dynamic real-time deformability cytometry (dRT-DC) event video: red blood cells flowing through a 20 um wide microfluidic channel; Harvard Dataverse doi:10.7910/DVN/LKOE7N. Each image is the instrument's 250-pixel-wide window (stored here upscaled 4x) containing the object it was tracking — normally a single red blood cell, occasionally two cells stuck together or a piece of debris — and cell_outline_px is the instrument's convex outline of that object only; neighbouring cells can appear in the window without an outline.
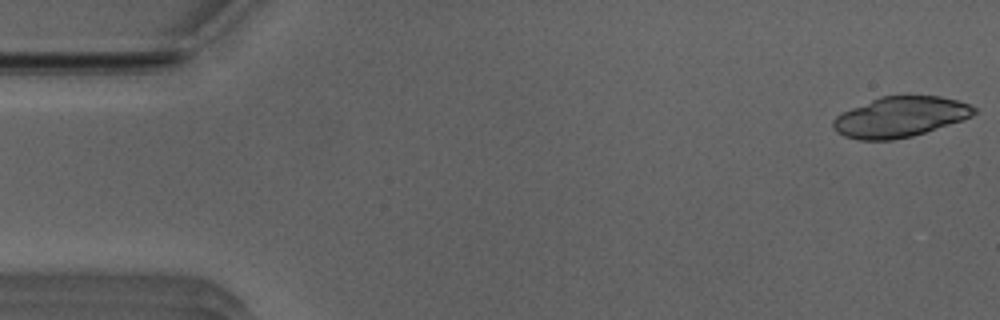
{"species": "Egyptian fruit bat (a non-hibernating species)", "species_latin": "Rousettus aegyptiacus", "temperature_condition": "room temperature", "stored_images_in_passage": 18, "camera_frame_rate_fps": 3000, "um_per_image_px": 0.085, "animal": {"sex": "male"}, "frame": {"image": 1, "passage_image": 1, "time_ms": 0.0, "image_size_px": [1000, 320], "cell_outline_px": [[976, 112], [972, 116], [912, 136], [892, 140], [860, 140], [844, 136], [836, 132], [832, 128], [832, 120], [836, 116], [852, 108], [880, 96], [940, 96], [956, 100], [968, 104], [976, 108]], "centroid_in_image_um": [76.47, 9.94], "position_along_channel_um": 8.5, "area_um2": 32.77}}